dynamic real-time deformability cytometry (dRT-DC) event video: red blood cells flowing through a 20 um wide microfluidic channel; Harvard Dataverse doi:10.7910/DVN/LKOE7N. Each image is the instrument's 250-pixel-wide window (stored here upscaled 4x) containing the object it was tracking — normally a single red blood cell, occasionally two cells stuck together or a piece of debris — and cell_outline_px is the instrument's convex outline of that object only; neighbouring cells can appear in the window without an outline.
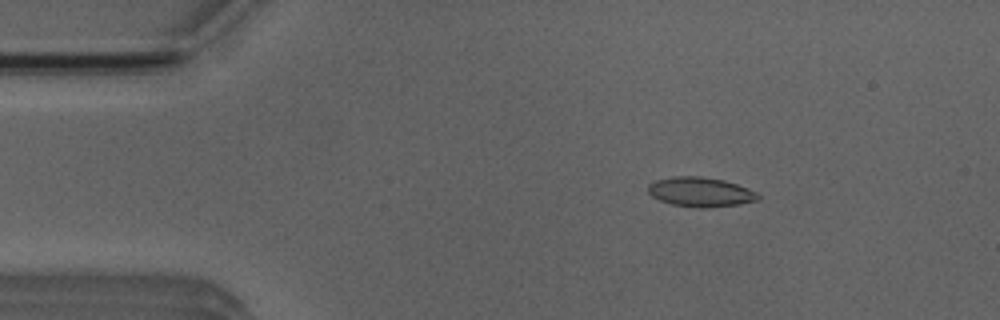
{"species": "Egyptian fruit bat (a non-hibernating species)", "species_latin": "Rousettus aegyptiacus", "temperature_condition": "room temperature", "stored_images_in_passage": 4, "camera_frame_rate_fps": 3000, "um_per_image_px": 0.085, "animal": {"sex": "male"}, "frame": {"image": 1, "passage_image": 1, "time_ms": 0.0, "image_size_px": [1000, 320], "cell_outline_px": [[760, 200], [740, 204], [708, 208], [700, 208], [672, 204], [660, 200], [652, 196], [648, 192], [648, 184], [656, 180], [672, 176], [700, 176], [724, 180], [760, 192]], "centroid_in_image_um": [59.58, 16.32], "position_along_channel_um": 25.4, "area_um2": 19.13}}
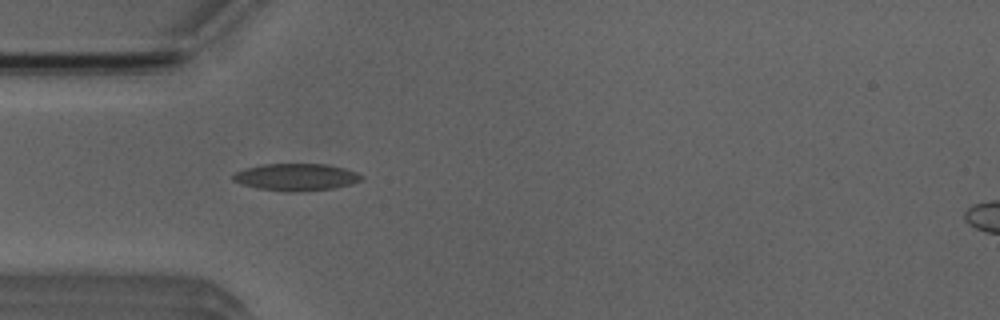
{"frame": {"image": 2, "passage_image": 3, "time_ms": 2.333, "image_size_px": [1000, 320], "cell_outline_px": [[364, 176], [360, 180], [352, 184], [332, 188], [300, 192], [284, 192], [260, 188], [244, 184], [232, 180], [232, 176], [236, 172], [244, 168], [264, 164], [328, 164], [344, 168], [356, 172]], "centroid_in_image_um": [25.18, 15.05], "position_along_channel_um": 59.8, "area_um2": 20.23}}